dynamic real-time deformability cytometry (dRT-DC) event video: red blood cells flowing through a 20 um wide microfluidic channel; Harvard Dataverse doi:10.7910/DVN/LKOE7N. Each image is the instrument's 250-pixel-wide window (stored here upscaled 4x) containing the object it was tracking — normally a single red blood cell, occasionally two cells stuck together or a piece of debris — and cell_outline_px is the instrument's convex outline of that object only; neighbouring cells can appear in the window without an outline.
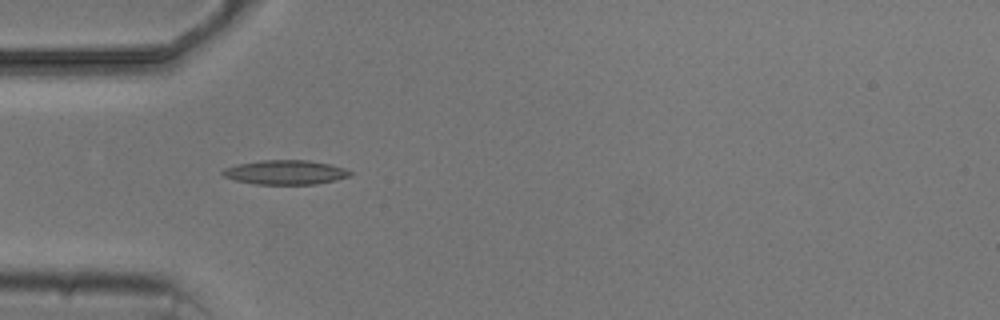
{"species": "common noctule bat (a hibernating species)", "species_latin": "Nyctalus noctula", "temperature_condition": "cold", "stored_images_in_passage": 10, "camera_frame_rate_fps": 3000, "um_per_image_px": 0.085, "animal": {"sex": "male", "body_mass_g": 20.5, "forearm_length_mm": 52.5}, "frame": {"image": 1, "passage_image": 5, "time_ms": 4.667, "image_size_px": [1000, 320], "cell_outline_px": [[352, 176], [336, 180], [316, 184], [256, 184], [236, 180], [224, 176], [220, 172], [224, 168], [236, 164], [260, 160], [308, 160], [328, 164], [344, 168], [352, 172]], "centroid_in_image_um": [24.25, 14.64], "position_along_channel_um": 60.7, "area_um2": 18.09}}
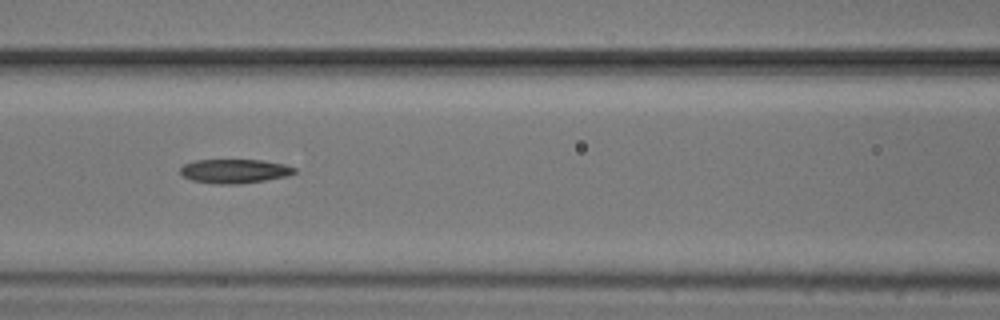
{"frame": {"image": 2, "passage_image": 7, "time_ms": 7.0, "image_size_px": [1000, 320], "cell_outline_px": [[296, 172], [288, 176], [240, 184], [216, 184], [192, 180], [184, 176], [180, 172], [180, 168], [184, 164], [196, 160], [264, 160], [284, 164], [296, 168]], "centroid_in_image_um": [19.95, 14.54], "position_along_channel_um": 146.6, "area_um2": 16.01}}
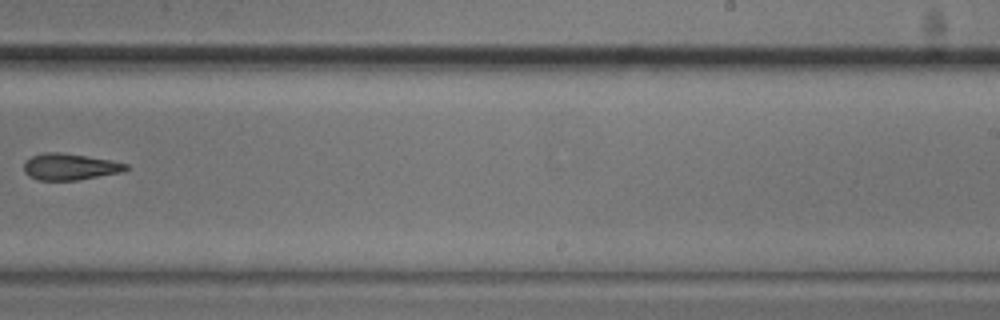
{"frame": {"image": 3, "passage_image": 10, "time_ms": 10.667, "image_size_px": [1000, 320], "cell_outline_px": [[128, 168], [124, 172], [76, 180], [40, 180], [28, 176], [24, 172], [24, 164], [32, 156], [44, 152], [60, 152], [112, 160], [128, 164]], "centroid_in_image_um": [5.96, 14.17], "position_along_channel_um": 283.0, "area_um2": 15.72}}